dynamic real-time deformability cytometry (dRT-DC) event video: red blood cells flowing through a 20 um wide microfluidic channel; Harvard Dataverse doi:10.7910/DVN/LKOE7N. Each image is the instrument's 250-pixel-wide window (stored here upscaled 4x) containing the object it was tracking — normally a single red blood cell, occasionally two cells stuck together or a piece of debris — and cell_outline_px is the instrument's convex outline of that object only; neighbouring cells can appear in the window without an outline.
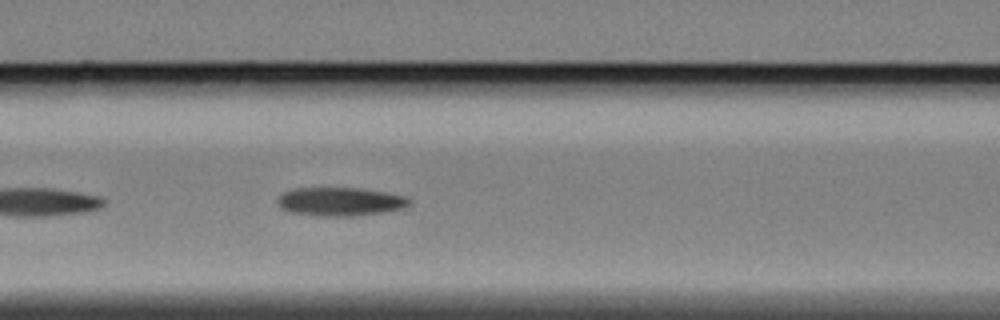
{"species": "Egyptian fruit bat (a non-hibernating species)", "species_latin": "Rousettus aegyptiacus", "temperature_condition": "cold", "stored_images_in_passage": 15, "camera_frame_rate_fps": 3000, "um_per_image_px": 0.085, "animal": {"sex": "female"}, "frame": {"image": 1, "passage_image": 9, "time_ms": 2.667, "image_size_px": [1000, 320], "cell_outline_px": [[412, 204], [404, 208], [384, 212], [352, 216], [320, 216], [288, 212], [280, 208], [276, 204], [276, 200], [284, 192], [296, 188], [360, 188], [384, 192], [404, 196], [412, 200]], "centroid_in_image_um": [28.91, 17.14], "position_along_channel_um": 137.7, "area_um2": 22.08}}
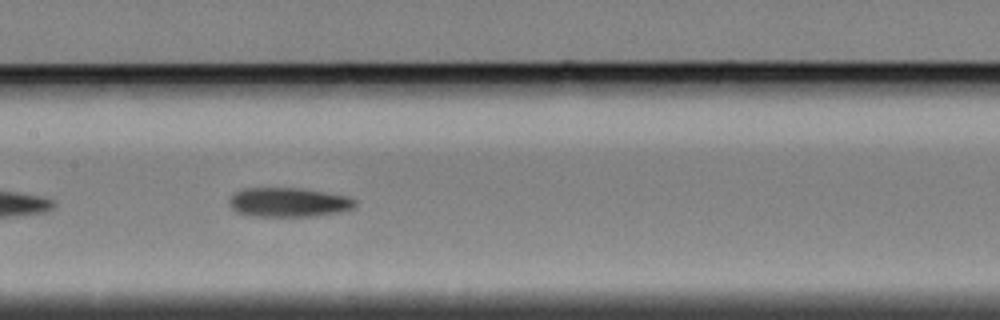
{"frame": {"image": 2, "passage_image": 13, "time_ms": 4.0, "image_size_px": [1000, 320], "cell_outline_px": [[356, 204], [352, 208], [340, 212], [316, 216], [252, 216], [236, 212], [228, 204], [228, 200], [236, 192], [244, 188], [300, 188], [348, 196], [356, 200]], "centroid_in_image_um": [24.52, 17.2], "position_along_channel_um": 182.9, "area_um2": 21.5}}